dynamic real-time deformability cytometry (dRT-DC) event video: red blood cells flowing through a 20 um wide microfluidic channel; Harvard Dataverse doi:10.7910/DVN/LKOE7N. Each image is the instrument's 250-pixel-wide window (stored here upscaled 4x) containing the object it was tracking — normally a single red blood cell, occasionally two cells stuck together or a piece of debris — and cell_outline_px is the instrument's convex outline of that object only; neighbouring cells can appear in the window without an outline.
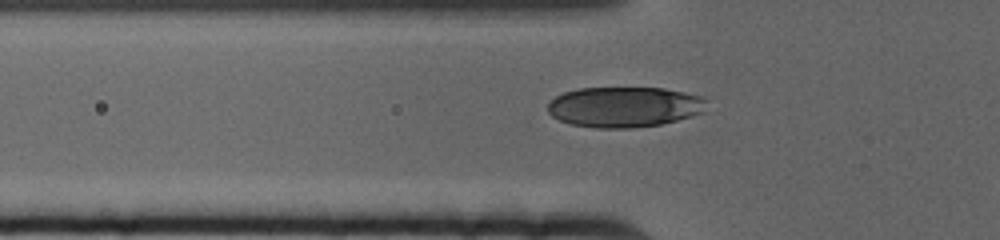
{"species": "human", "species_latin": "Homo sapiens", "temperature_condition": "cold", "stored_images_in_passage": 49, "camera_frame_rate_fps": 3000, "um_per_image_px": 0.085, "donor": {"sex": "female"}, "frame": {"image": 1, "passage_image": 9, "time_ms": 2.667, "image_size_px": [1000, 240], "cell_outline_px": [[708, 100], [704, 112], [692, 116], [660, 124], [632, 128], [596, 128], [572, 124], [560, 120], [552, 116], [548, 112], [548, 104], [556, 96], [564, 92], [580, 88], [664, 88], [704, 96]], "centroid_in_image_um": [53.11, 9.08], "position_along_channel_um": 72.7, "area_um2": 37.57}}
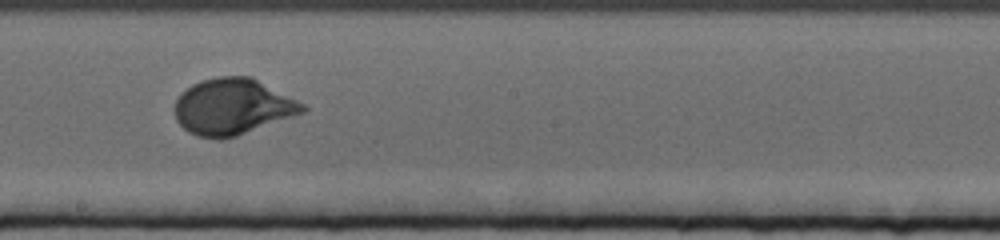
{"frame": {"image": 2, "passage_image": 24, "time_ms": 7.667, "image_size_px": [1000, 240], "cell_outline_px": [[308, 108], [304, 112], [236, 136], [220, 140], [216, 140], [196, 136], [188, 132], [176, 120], [176, 100], [192, 84], [200, 80], [216, 76], [252, 76], [304, 104]], "centroid_in_image_um": [19.77, 9.07], "position_along_channel_um": 228.4, "area_um2": 41.67}}
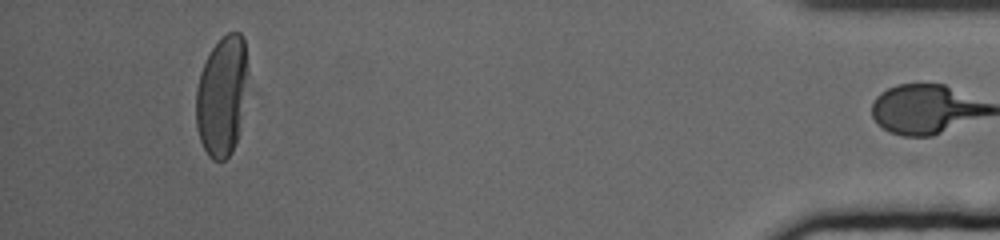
{"frame": {"image": 3, "passage_image": 48, "time_ms": 15.667, "image_size_px": [1000, 240], "cell_outline_px": [[244, 80], [236, 140], [232, 152], [224, 160], [212, 160], [208, 156], [200, 140], [196, 128], [196, 88], [200, 72], [212, 48], [228, 32], [240, 32], [244, 40]], "centroid_in_image_um": [18.77, 8.19], "position_along_channel_um": 416.4, "area_um2": 34.51}, "authors_computed_cell_mechanics": {"area_um2": 38.8416, "velocity_mm_per_s": 3.1111, "shape_relaxation_time_tau1_ms": 3.3579, "shape_relaxation_time_tau2_ms": null, "deformation_change_tau1": 0.1705, "deformation_change_tau2": null}}